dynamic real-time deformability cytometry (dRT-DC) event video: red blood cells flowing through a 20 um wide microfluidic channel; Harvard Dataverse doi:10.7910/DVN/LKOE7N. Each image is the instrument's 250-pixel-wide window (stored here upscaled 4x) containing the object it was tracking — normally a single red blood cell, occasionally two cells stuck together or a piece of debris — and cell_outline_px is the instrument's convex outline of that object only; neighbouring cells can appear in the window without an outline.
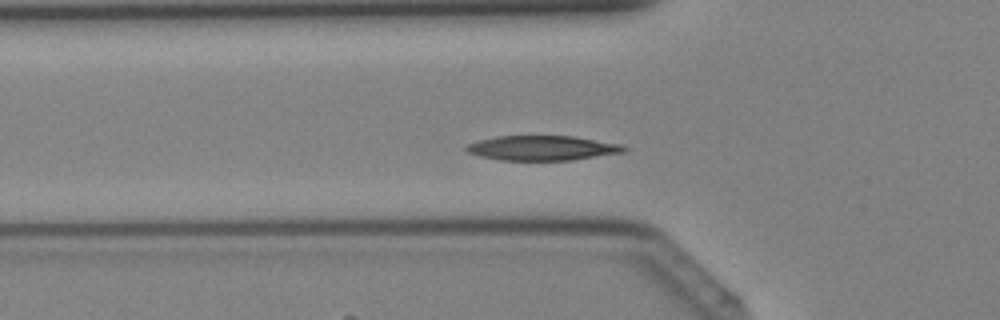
{"species": "Egyptian fruit bat (a non-hibernating species)", "species_latin": "Rousettus aegyptiacus", "temperature_condition": "cold", "stored_images_in_passage": 35, "camera_frame_rate_fps": 3000, "um_per_image_px": 0.085, "animal": {"sex": "female"}, "frame": {"image": 1, "passage_image": 7, "time_ms": 2.0, "image_size_px": [1000, 320], "cell_outline_px": [[628, 148], [624, 152], [572, 160], [500, 160], [480, 156], [468, 152], [464, 148], [468, 144], [480, 140], [496, 136], [572, 136], [620, 144]], "centroid_in_image_um": [46.08, 12.58], "position_along_channel_um": 79.7, "area_um2": 22.54}}
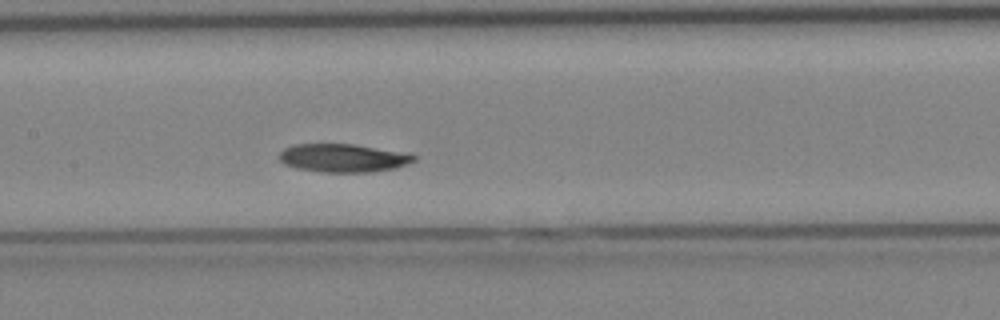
{"frame": {"image": 2, "passage_image": 13, "time_ms": 4.0, "image_size_px": [1000, 320], "cell_outline_px": [[416, 160], [396, 168], [372, 172], [324, 172], [296, 168], [284, 164], [280, 160], [280, 152], [284, 148], [292, 144], [352, 144], [408, 152], [416, 156]], "centroid_in_image_um": [29.19, 13.42], "position_along_channel_um": 178.2, "area_um2": 22.31}}
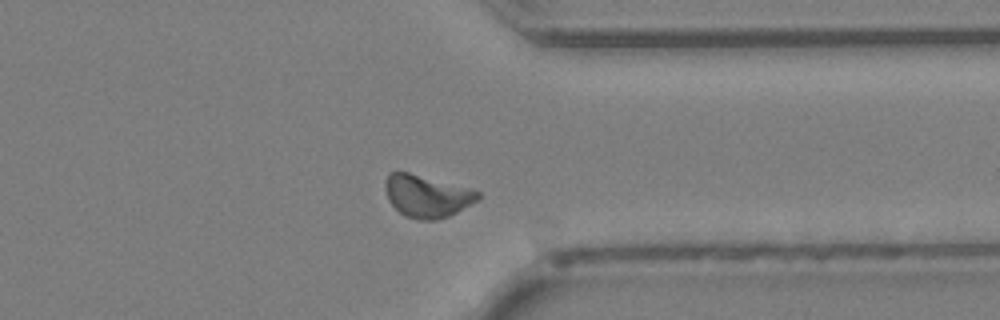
{"frame": {"image": 3, "passage_image": 25, "time_ms": 8.0, "image_size_px": [1000, 320], "cell_outline_px": [[480, 200], [448, 216], [436, 220], [420, 220], [404, 216], [388, 200], [384, 188], [384, 184], [388, 172], [408, 172], [472, 188], [480, 192]], "centroid_in_image_um": [36.3, 16.66], "position_along_channel_um": 375.1, "area_um2": 23.06}}